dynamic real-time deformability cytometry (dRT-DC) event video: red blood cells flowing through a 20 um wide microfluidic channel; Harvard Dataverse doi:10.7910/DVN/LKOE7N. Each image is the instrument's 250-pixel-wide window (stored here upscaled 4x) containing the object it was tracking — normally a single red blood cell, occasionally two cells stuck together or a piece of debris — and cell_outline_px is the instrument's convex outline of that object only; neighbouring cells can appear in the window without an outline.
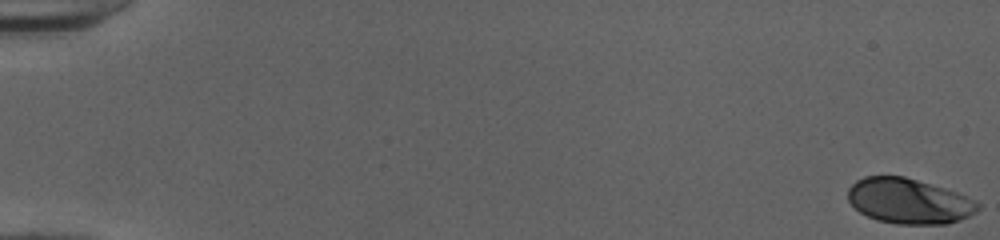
{"species": "human", "species_latin": "Homo sapiens", "temperature_condition": "cold", "stored_images_in_passage": 52, "camera_frame_rate_fps": 3000, "um_per_image_px": 0.085, "donor": {"sex": "female"}, "frame": {"image": 1, "passage_image": 1, "time_ms": 0.0, "image_size_px": [1000, 240], "cell_outline_px": [[980, 208], [976, 212], [960, 220], [948, 224], [896, 224], [876, 220], [860, 212], [848, 200], [848, 188], [856, 180], [864, 176], [904, 176], [944, 188], [956, 192], [976, 200], [980, 204]], "centroid_in_image_um": [77.26, 17.1], "position_along_channel_um": 7.7, "area_um2": 34.33}}
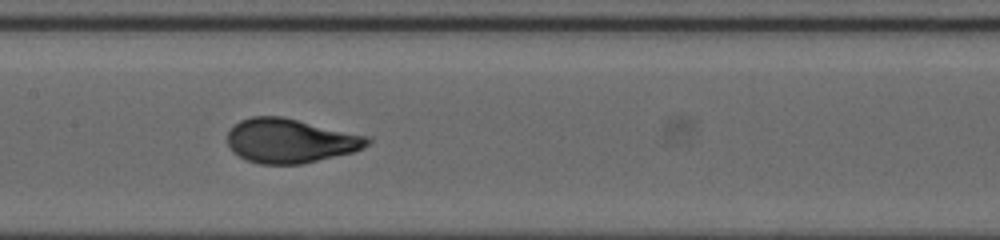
{"frame": {"image": 2, "passage_image": 28, "time_ms": 9.0, "image_size_px": [1000, 240], "cell_outline_px": [[372, 140], [364, 148], [352, 152], [300, 164], [260, 164], [248, 160], [232, 152], [228, 144], [228, 132], [240, 120], [252, 116], [280, 116], [368, 136]], "centroid_in_image_um": [24.66, 11.96], "position_along_channel_um": 182.7, "area_um2": 35.72}}
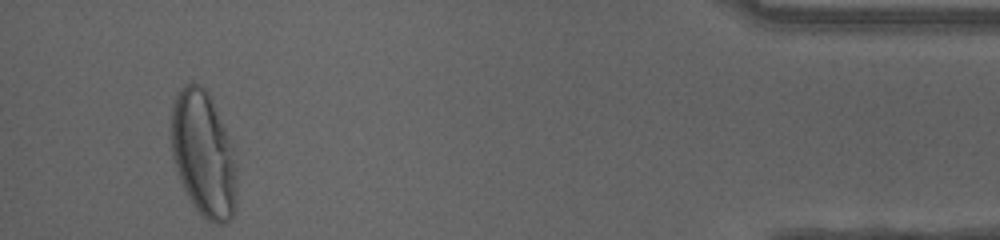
{"frame": {"image": 3, "passage_image": 50, "time_ms": 16.333, "image_size_px": [1000, 240], "cell_outline_px": [[236, 208], [232, 216], [224, 224], [216, 224], [208, 220], [192, 204], [180, 180], [172, 156], [172, 104], [176, 96], [184, 84], [192, 80], [200, 84], [208, 92], [236, 148]], "centroid_in_image_um": [17.33, 13.07], "position_along_channel_um": 417.9, "area_um2": 48.55}, "authors_computed_cell_mechanics": {"area_um2": 35.7782, "velocity_mm_per_s": 4.0184, "shape_relaxation_time_tau1_ms": 3.8516, "shape_relaxation_time_tau2_ms": null, "deformation_change_tau1": 0.1955, "deformation_change_tau2": null}}